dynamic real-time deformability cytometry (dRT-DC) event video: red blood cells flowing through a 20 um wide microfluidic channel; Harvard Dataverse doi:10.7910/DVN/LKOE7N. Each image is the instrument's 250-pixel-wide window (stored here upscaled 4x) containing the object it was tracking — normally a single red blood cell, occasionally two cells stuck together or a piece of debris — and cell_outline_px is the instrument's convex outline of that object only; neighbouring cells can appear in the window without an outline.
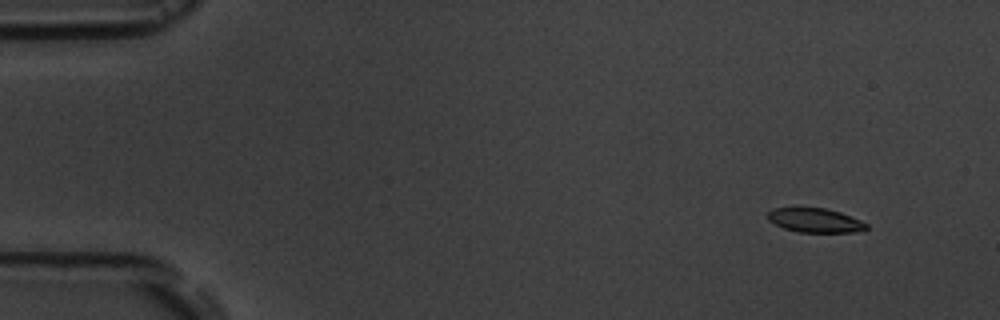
{"species": "common noctule bat (a hibernating species)", "species_latin": "Nyctalus noctula", "temperature_condition": "room temperature", "stored_images_in_passage": 6, "camera_frame_rate_fps": 3000, "um_per_image_px": 0.085, "animal": {"sex": "male", "body_mass_g": 19.5, "forearm_length_mm": 54.6}, "frame": {"image": 1, "passage_image": 2, "time_ms": 1.333, "image_size_px": [1000, 320], "cell_outline_px": [[868, 228], [856, 232], [796, 232], [784, 228], [768, 220], [768, 212], [772, 208], [824, 208], [840, 212], [860, 220], [868, 224]], "centroid_in_image_um": [69.28, 18.73], "position_along_channel_um": 15.7, "area_um2": 13.81}}
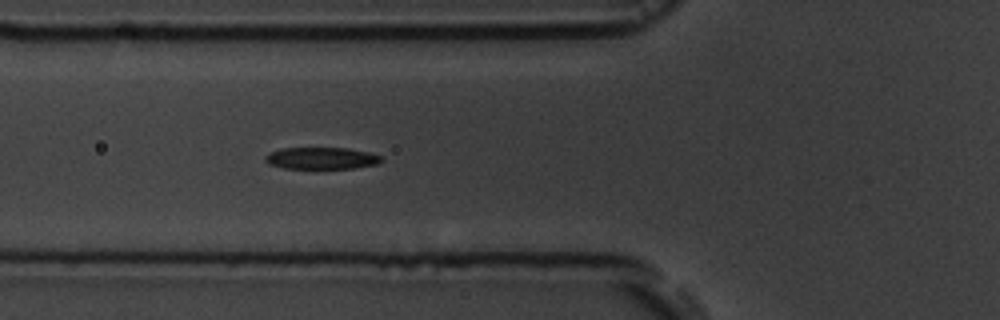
{"frame": {"image": 2, "passage_image": 6, "time_ms": 6.667, "image_size_px": [1000, 320], "cell_outline_px": [[384, 160], [380, 164], [352, 168], [284, 168], [268, 164], [264, 160], [264, 156], [268, 152], [280, 148], [348, 148], [368, 152], [384, 156]], "centroid_in_image_um": [27.34, 13.44], "position_along_channel_um": 98.5, "area_um2": 15.03}}